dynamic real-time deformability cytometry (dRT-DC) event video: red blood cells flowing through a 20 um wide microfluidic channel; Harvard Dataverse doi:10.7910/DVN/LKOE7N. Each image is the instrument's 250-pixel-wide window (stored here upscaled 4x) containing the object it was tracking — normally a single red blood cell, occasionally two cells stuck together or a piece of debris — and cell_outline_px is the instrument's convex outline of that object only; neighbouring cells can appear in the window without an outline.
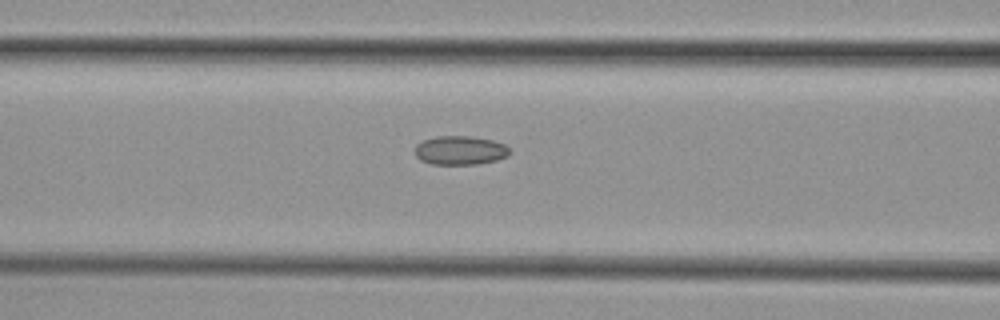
{"species": "common noctule bat (a hibernating species)", "species_latin": "Nyctalus noctula", "temperature_condition": "cold", "stored_images_in_passage": 14, "camera_frame_rate_fps": 3000, "um_per_image_px": 0.085, "animal": {"sex": "female", "body_mass_g": 29.2, "forearm_length_mm": 56.3}, "frame": {"image": 1, "passage_image": 12, "time_ms": 3.667, "image_size_px": [1000, 320], "cell_outline_px": [[512, 152], [508, 156], [496, 160], [476, 164], [432, 164], [420, 160], [416, 156], [416, 144], [424, 140], [436, 136], [472, 136], [492, 140], [504, 144]], "centroid_in_image_um": [39.12, 12.78], "position_along_channel_um": 127.5, "area_um2": 15.95}}